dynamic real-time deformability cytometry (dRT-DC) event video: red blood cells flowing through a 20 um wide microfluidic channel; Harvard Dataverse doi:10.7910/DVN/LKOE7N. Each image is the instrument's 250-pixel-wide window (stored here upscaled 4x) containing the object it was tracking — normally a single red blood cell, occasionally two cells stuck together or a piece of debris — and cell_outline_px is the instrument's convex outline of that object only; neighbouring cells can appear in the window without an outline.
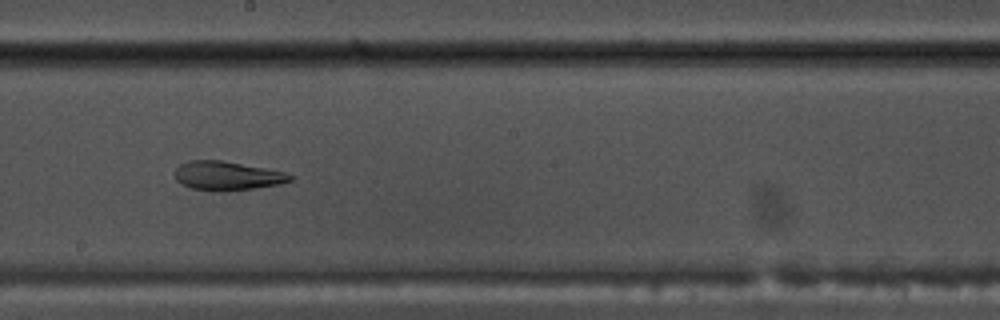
{"species": "common noctule bat (a hibernating species)", "species_latin": "Nyctalus noctula", "temperature_condition": "warm", "stored_images_in_passage": 53, "camera_frame_rate_fps": 3000, "um_per_image_px": 0.085, "animal": {"sex": "male", "body_mass_g": 17.5, "forearm_length_mm": 52.3}, "frame": {"image": 1, "passage_image": 29, "time_ms": 9.333, "image_size_px": [1000, 320], "cell_outline_px": [[296, 176], [292, 180], [280, 184], [228, 192], [212, 192], [192, 188], [180, 184], [176, 180], [176, 168], [180, 164], [188, 160], [220, 160], [264, 168], [284, 172]], "centroid_in_image_um": [19.3, 14.96], "position_along_channel_um": 228.9, "area_um2": 19.65}}
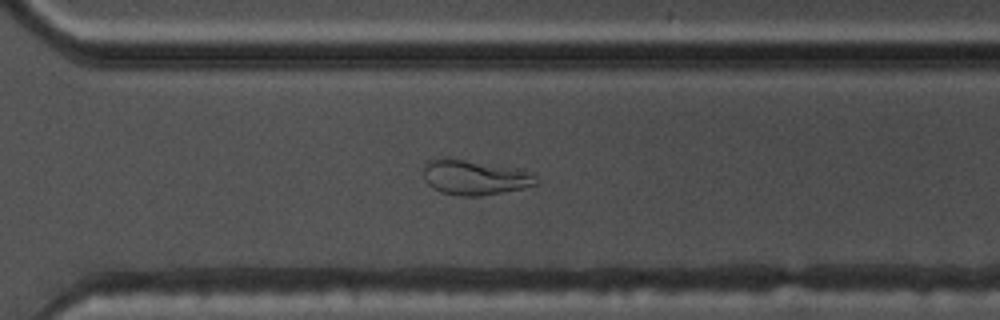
{"frame": {"image": 2, "passage_image": 37, "time_ms": 12.0, "image_size_px": [1000, 320], "cell_outline_px": [[536, 184], [520, 188], [480, 196], [456, 196], [440, 192], [432, 188], [424, 180], [424, 164], [428, 160], [444, 156], [512, 168], [528, 172], [536, 176]], "centroid_in_image_um": [40.22, 15.07], "position_along_channel_um": 330.4, "area_um2": 22.77}}
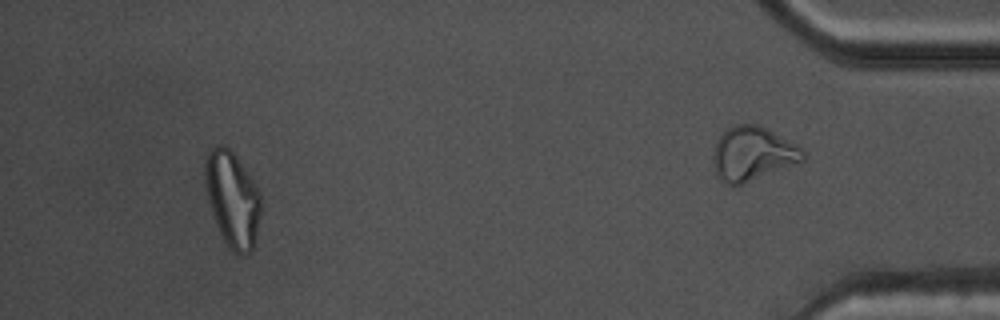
{"frame": {"image": 3, "passage_image": 49, "time_ms": 16.0, "image_size_px": [1000, 320], "cell_outline_px": [[260, 216], [256, 236], [252, 252], [240, 256], [224, 240], [216, 224], [212, 212], [204, 184], [204, 164], [208, 152], [216, 144], [224, 144], [232, 152], [256, 184], [260, 192]], "centroid_in_image_um": [19.75, 16.9], "position_along_channel_um": 415.5, "area_um2": 30.87}, "authors_computed_cell_mechanics": {"area_um2": 24.5072, "velocity_mm_per_s": 3.8084, "shape_relaxation_time_tau1_ms": null, "shape_relaxation_time_tau2_ms": 3.157, "deformation_change_tau1": null, "deformation_change_tau2": 0.1077}}